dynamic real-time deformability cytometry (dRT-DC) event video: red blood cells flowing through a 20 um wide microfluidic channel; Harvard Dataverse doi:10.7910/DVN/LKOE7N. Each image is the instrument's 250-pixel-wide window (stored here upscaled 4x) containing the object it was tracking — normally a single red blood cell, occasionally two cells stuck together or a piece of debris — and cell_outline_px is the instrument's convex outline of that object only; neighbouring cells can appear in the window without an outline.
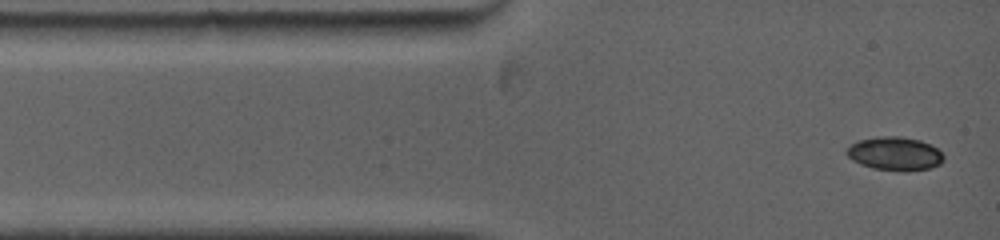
{"species": "common noctule bat (a hibernating species)", "species_latin": "Nyctalus noctula", "temperature_condition": "warm", "stored_images_in_passage": 7, "camera_frame_rate_fps": 5000, "um_per_image_px": 0.085, "animal": {"sex": "female", "body_mass_g": 19.0, "forearm_length_mm": 53.3}, "frame": {"image": 1, "passage_image": 1, "time_ms": 0.0, "image_size_px": [1000, 240], "cell_outline_px": [[944, 160], [940, 164], [932, 168], [904, 172], [872, 168], [860, 164], [852, 160], [844, 152], [852, 144], [860, 140], [880, 136], [900, 136], [920, 140], [936, 148], [944, 156]], "centroid_in_image_um": [76.07, 13.08], "position_along_channel_um": 8.9, "area_um2": 19.02}}
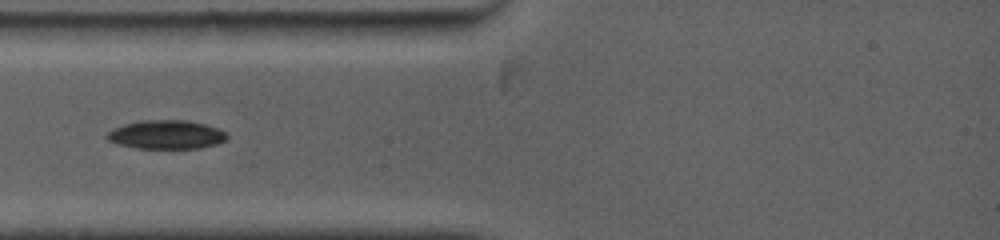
{"frame": {"image": 2, "passage_image": 4, "time_ms": 2.6, "image_size_px": [1000, 240], "cell_outline_px": [[228, 136], [224, 140], [216, 144], [200, 148], [136, 148], [116, 144], [108, 140], [104, 136], [108, 132], [124, 124], [140, 120], [184, 120], [204, 124], [216, 128], [224, 132]], "centroid_in_image_um": [14.09, 11.44], "position_along_channel_um": 70.9, "area_um2": 19.94}}
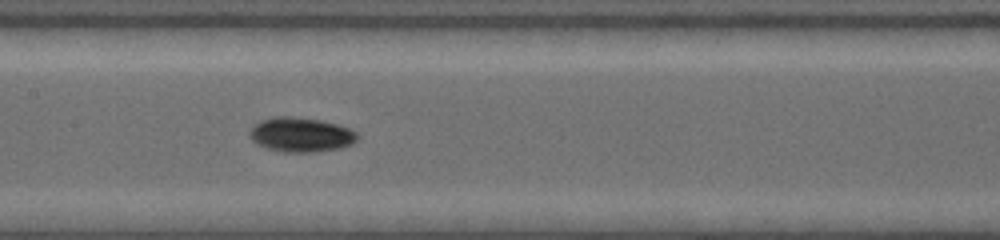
{"frame": {"image": 3, "passage_image": 7, "time_ms": 5.4, "image_size_px": [1000, 240], "cell_outline_px": [[360, 136], [352, 144], [340, 148], [316, 152], [284, 152], [268, 148], [256, 144], [248, 136], [248, 132], [260, 120], [276, 116], [288, 116], [316, 120], [336, 124], [348, 128], [356, 132]], "centroid_in_image_um": [25.56, 11.46], "position_along_channel_um": 181.8, "area_um2": 21.56}}